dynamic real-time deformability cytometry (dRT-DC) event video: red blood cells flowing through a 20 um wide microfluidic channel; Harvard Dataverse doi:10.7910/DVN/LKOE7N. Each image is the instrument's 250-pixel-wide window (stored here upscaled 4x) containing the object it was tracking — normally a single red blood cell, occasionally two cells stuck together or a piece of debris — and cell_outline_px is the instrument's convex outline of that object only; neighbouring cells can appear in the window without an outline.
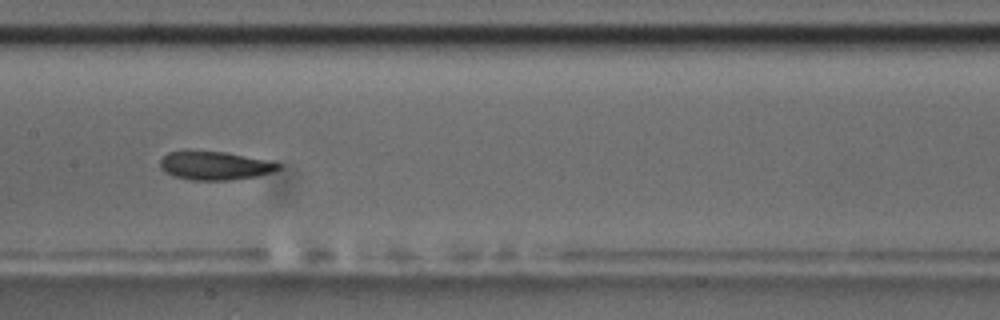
{"species": "common noctule bat (a hibernating species)", "species_latin": "Nyctalus noctula", "temperature_condition": "room temperature", "stored_images_in_passage": 12, "camera_frame_rate_fps": 3000, "um_per_image_px": 0.085, "animal": {"sex": "male", "body_mass_g": 17.5, "forearm_length_mm": 52.3}, "frame": {"image": 1, "passage_image": 9, "time_ms": 9.0, "image_size_px": [1000, 320], "cell_outline_px": [[284, 164], [280, 168], [272, 172], [256, 176], [228, 180], [192, 180], [172, 176], [164, 172], [160, 168], [160, 160], [168, 152], [184, 148], [224, 152]], "centroid_in_image_um": [18.16, 14.05], "position_along_channel_um": 189.2, "area_um2": 20.06}}